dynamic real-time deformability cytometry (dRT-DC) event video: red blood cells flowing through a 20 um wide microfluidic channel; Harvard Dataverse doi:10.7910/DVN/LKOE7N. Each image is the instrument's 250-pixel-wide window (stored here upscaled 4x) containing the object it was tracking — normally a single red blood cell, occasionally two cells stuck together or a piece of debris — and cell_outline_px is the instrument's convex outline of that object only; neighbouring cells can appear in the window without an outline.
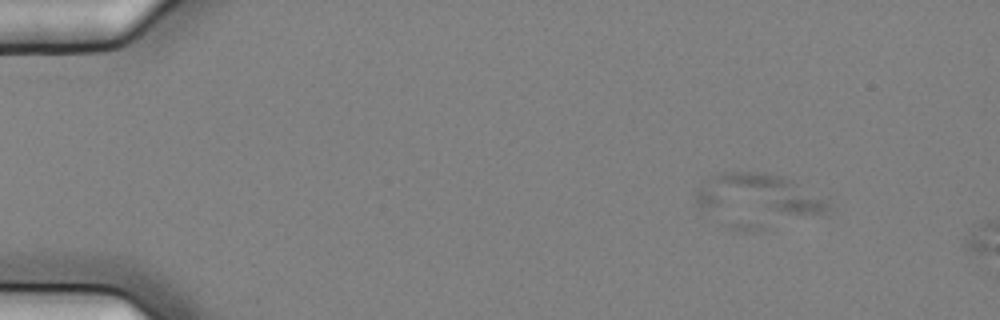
{"species": "common noctule bat (a hibernating species)", "species_latin": "Nyctalus noctula", "temperature_condition": "cold", "stored_images_in_passage": 4, "camera_frame_rate_fps": 3000, "um_per_image_px": 0.085, "animal": {"sex": "female", "body_mass_g": 25.1}, "frame": {"image": 1, "passage_image": 2, "time_ms": 0.333, "image_size_px": [1000, 320], "cell_outline_px": [[828, 208], [824, 212], [788, 212], [696, 204], [696, 192], [708, 180], [720, 172], [764, 172], [780, 176], [792, 180], [828, 196]], "centroid_in_image_um": [64.63, 16.42], "position_along_channel_um": 20.4, "area_um2": 28.96}}